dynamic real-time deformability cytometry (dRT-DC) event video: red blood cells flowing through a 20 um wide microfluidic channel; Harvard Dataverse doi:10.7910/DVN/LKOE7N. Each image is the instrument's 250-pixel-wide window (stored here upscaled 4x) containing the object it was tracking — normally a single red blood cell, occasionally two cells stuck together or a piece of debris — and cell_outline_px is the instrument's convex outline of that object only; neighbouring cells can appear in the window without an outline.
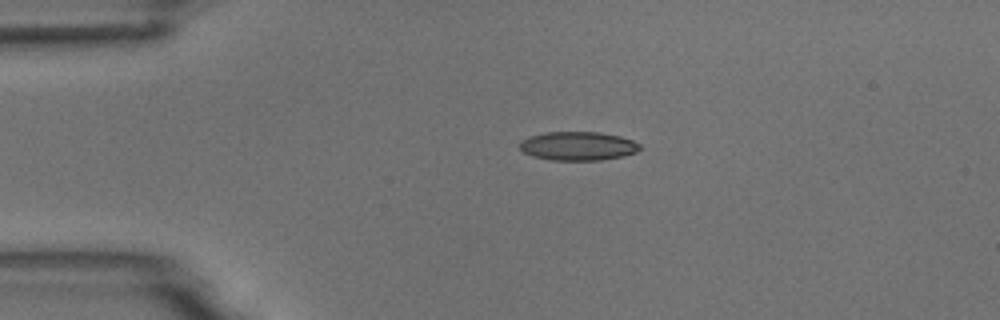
{"species": "common noctule bat (a hibernating species)", "species_latin": "Nyctalus noctula", "temperature_condition": "room temperature", "stored_images_in_passage": 3, "camera_frame_rate_fps": 3000, "um_per_image_px": 0.085, "animal": {"sex": "male", "body_mass_g": 18.8}, "frame": {"image": 1, "passage_image": 2, "time_ms": 1.333, "image_size_px": [1000, 320], "cell_outline_px": [[640, 148], [636, 152], [624, 156], [600, 160], [552, 160], [532, 156], [524, 152], [520, 148], [520, 140], [528, 136], [544, 132], [600, 132], [620, 136], [632, 140], [640, 144]], "centroid_in_image_um": [49.11, 12.4], "position_along_channel_um": 35.9, "area_um2": 20.23}}